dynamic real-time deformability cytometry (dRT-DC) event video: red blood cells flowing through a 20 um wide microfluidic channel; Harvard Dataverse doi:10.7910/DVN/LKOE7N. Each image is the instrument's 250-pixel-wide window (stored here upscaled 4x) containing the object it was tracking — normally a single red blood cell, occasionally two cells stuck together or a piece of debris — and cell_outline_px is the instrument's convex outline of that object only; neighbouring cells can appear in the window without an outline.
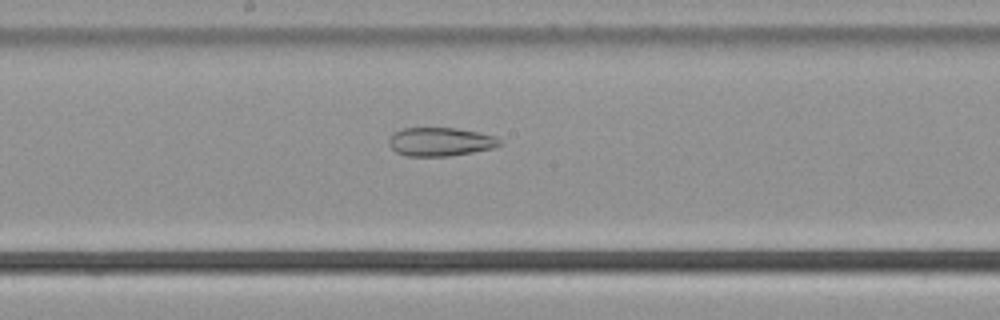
{"species": "common noctule bat (a hibernating species)", "species_latin": "Nyctalus noctula", "temperature_condition": "cold", "stored_images_in_passage": 54, "camera_frame_rate_fps": 3000, "um_per_image_px": 0.085, "animal": {"sex": "male", "body_mass_g": 21.5, "forearm_length_mm": 52.0}, "frame": {"image": 1, "passage_image": 29, "time_ms": 9.333, "image_size_px": [1000, 320], "cell_outline_px": [[504, 144], [496, 148], [452, 156], [408, 156], [396, 152], [388, 144], [388, 140], [392, 132], [404, 128], [456, 128], [480, 132], [496, 136]], "centroid_in_image_um": [37.47, 12.05], "position_along_channel_um": 210.7, "area_um2": 18.84}}
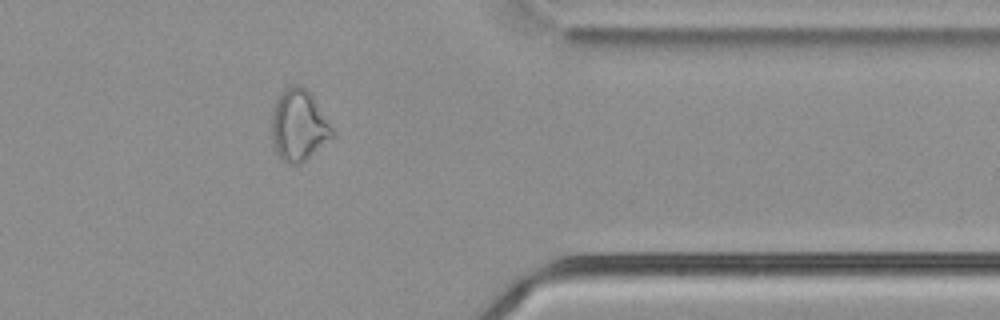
{"frame": {"image": 2, "passage_image": 44, "time_ms": 14.333, "image_size_px": [1000, 320], "cell_outline_px": [[336, 136], [304, 160], [296, 164], [288, 164], [276, 156], [272, 140], [272, 108], [276, 100], [292, 84], [300, 84], [312, 96], [332, 124], [336, 132]], "centroid_in_image_um": [25.41, 10.68], "position_along_channel_um": 386.0, "area_um2": 25.32}}
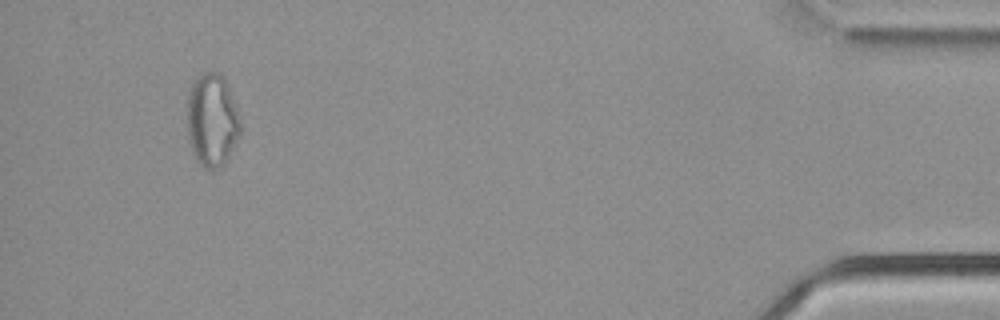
{"frame": {"image": 3, "passage_image": 51, "time_ms": 16.667, "image_size_px": [1000, 320], "cell_outline_px": [[240, 136], [224, 164], [216, 168], [208, 168], [200, 164], [192, 148], [188, 136], [188, 96], [192, 84], [196, 76], [200, 72], [216, 72], [224, 80], [228, 88], [236, 108], [240, 120]], "centroid_in_image_um": [18.02, 10.2], "position_along_channel_um": 417.2, "area_um2": 28.21}, "authors_computed_cell_mechanics": {"area_um2": 26.6747, "velocity_mm_per_s": 3.8034, "shape_relaxation_time_tau1_ms": null, "shape_relaxation_time_tau2_ms": 5.5036, "deformation_change_tau1": null, "deformation_change_tau2": 0.1464}}